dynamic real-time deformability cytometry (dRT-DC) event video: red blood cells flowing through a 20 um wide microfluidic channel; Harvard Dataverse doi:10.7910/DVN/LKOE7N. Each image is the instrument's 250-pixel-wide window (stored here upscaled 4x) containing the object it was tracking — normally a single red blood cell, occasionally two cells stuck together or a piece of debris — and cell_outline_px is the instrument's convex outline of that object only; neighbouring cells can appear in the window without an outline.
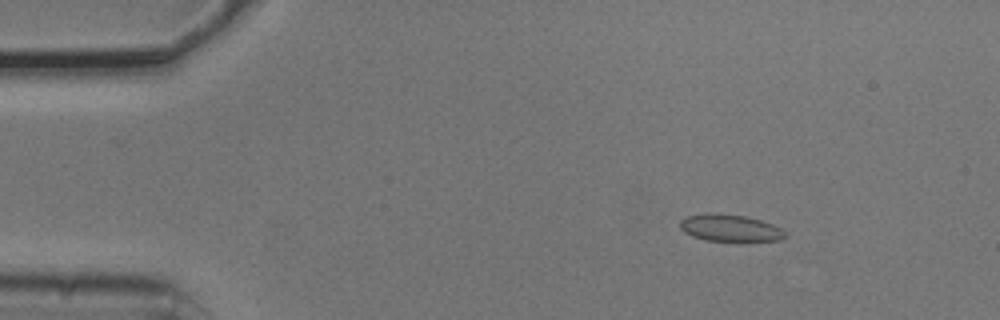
{"species": "common noctule bat (a hibernating species)", "species_latin": "Nyctalus noctula", "temperature_condition": "cold", "stored_images_in_passage": 5, "camera_frame_rate_fps": 3000, "um_per_image_px": 0.085, "animal": {"sex": "male", "body_mass_g": 20.5, "forearm_length_mm": 52.5}, "frame": {"image": 1, "passage_image": 3, "time_ms": 0.667, "image_size_px": [1000, 320], "cell_outline_px": [[788, 236], [780, 240], [704, 240], [692, 236], [684, 232], [680, 228], [680, 220], [688, 216], [744, 216], [760, 220], [772, 224], [780, 228]], "centroid_in_image_um": [62.09, 19.42], "position_along_channel_um": 22.9, "area_um2": 15.43}}